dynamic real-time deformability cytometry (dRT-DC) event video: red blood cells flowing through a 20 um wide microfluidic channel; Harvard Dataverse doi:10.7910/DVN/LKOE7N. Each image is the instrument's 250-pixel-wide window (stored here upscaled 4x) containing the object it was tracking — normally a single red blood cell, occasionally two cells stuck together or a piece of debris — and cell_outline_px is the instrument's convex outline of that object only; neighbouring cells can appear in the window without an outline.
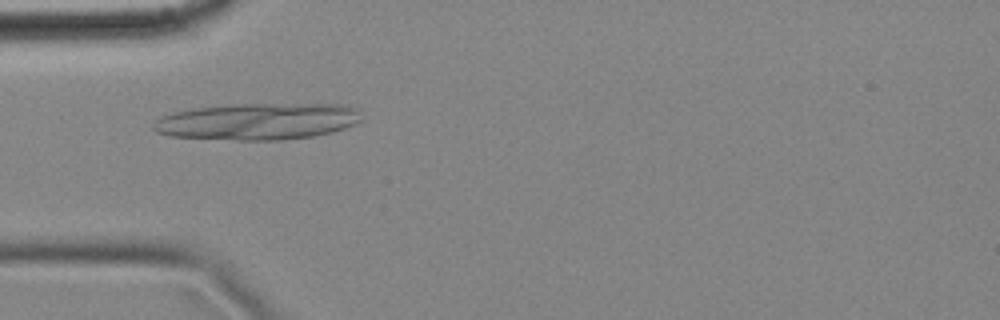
{"species": "common noctule bat (a hibernating species)", "species_latin": "Nyctalus noctula", "temperature_condition": "cold", "stored_images_in_passage": 6, "camera_frame_rate_fps": 3000, "um_per_image_px": 0.085, "animal": {"sex": "female", "body_mass_g": 18.4}, "frame": {"image": 1, "passage_image": 5, "time_ms": 1.333, "image_size_px": [1000, 320], "cell_outline_px": [[360, 120], [356, 124], [332, 132], [312, 136], [280, 140], [240, 140], [172, 136], [156, 132], [152, 128], [152, 124], [160, 116], [172, 112], [192, 108], [232, 104], [348, 104], [360, 108]], "centroid_in_image_um": [21.92, 10.3], "position_along_channel_um": 63.1, "area_um2": 44.8}}
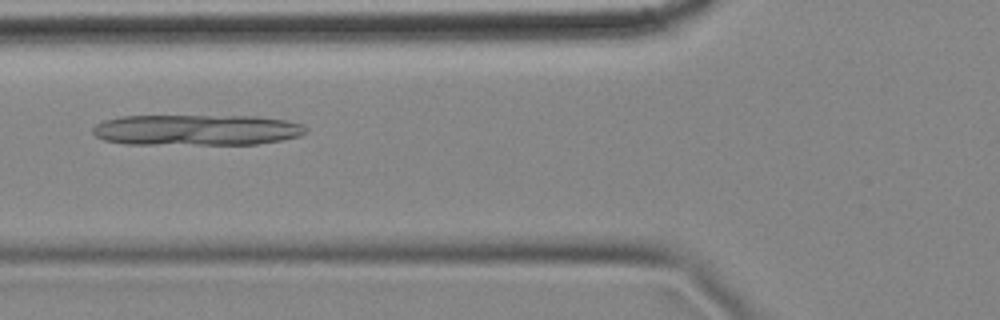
{"frame": {"image": 2, "passage_image": 6, "time_ms": 1.667, "image_size_px": [1000, 320], "cell_outline_px": [[308, 132], [300, 136], [280, 140], [256, 144], [124, 144], [104, 140], [96, 136], [92, 132], [92, 128], [96, 124], [104, 120], [120, 116], [256, 116], [288, 120], [304, 124], [308, 128]], "centroid_in_image_um": [16.74, 11.04], "position_along_channel_um": 109.1, "area_um2": 38.67}}